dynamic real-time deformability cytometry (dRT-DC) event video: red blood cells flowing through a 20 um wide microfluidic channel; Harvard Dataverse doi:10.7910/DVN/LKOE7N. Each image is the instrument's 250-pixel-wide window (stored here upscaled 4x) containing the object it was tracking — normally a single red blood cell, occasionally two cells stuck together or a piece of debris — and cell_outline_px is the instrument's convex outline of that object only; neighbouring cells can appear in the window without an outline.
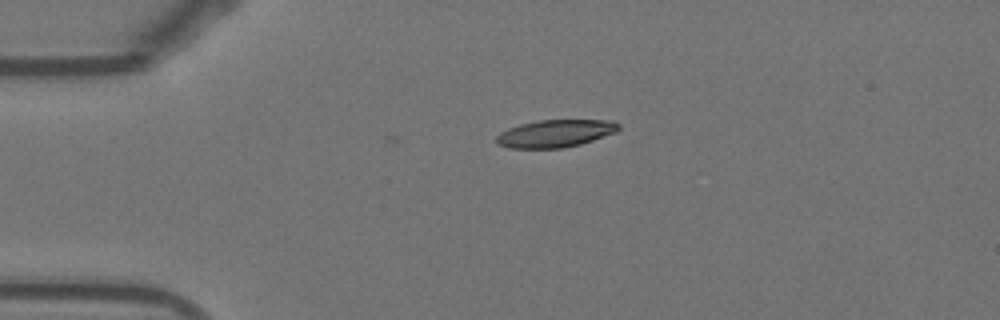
{"species": "Egyptian fruit bat (a non-hibernating species)", "species_latin": "Rousettus aegyptiacus", "temperature_condition": "warm", "stored_images_in_passage": 2, "camera_frame_rate_fps": 3000, "um_per_image_px": 0.085, "animal": {"sex": "female"}, "frame": {"image": 1, "passage_image": 2, "time_ms": 0.333, "image_size_px": [1000, 320], "cell_outline_px": [[620, 128], [616, 132], [580, 144], [560, 148], [508, 148], [496, 144], [496, 136], [500, 132], [508, 128], [520, 124], [536, 120], [612, 120], [620, 124]], "centroid_in_image_um": [47.17, 11.34], "position_along_channel_um": 37.8, "area_um2": 19.65}}